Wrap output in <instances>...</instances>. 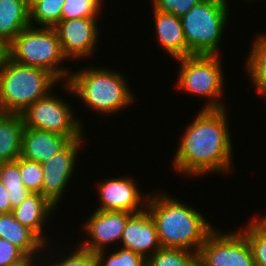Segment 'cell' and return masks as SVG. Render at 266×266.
Returning <instances> with one entry per match:
<instances>
[{"mask_svg": "<svg viewBox=\"0 0 266 266\" xmlns=\"http://www.w3.org/2000/svg\"><path fill=\"white\" fill-rule=\"evenodd\" d=\"M199 110L181 130L177 149L171 155L172 172L191 180L211 174L222 177L233 174L236 150L229 126V108Z\"/></svg>", "mask_w": 266, "mask_h": 266, "instance_id": "6da1fadb", "label": "cell"}, {"mask_svg": "<svg viewBox=\"0 0 266 266\" xmlns=\"http://www.w3.org/2000/svg\"><path fill=\"white\" fill-rule=\"evenodd\" d=\"M189 203L161 189L160 185L150 191L146 209L155 222L162 248H181L198 253L216 228L202 210Z\"/></svg>", "mask_w": 266, "mask_h": 266, "instance_id": "7a4b0ae2", "label": "cell"}, {"mask_svg": "<svg viewBox=\"0 0 266 266\" xmlns=\"http://www.w3.org/2000/svg\"><path fill=\"white\" fill-rule=\"evenodd\" d=\"M78 64L83 67L78 65L79 68L72 69L67 83L72 89L74 100H80L84 104L83 110H88V113L90 110L92 114L96 112L94 116L98 115L103 120L104 117L108 119L110 116L125 113L124 111L138 103L135 90L132 91L133 87L126 77L128 75L124 74L126 72L122 73L121 69L113 70L104 66L106 64Z\"/></svg>", "mask_w": 266, "mask_h": 266, "instance_id": "3957f363", "label": "cell"}, {"mask_svg": "<svg viewBox=\"0 0 266 266\" xmlns=\"http://www.w3.org/2000/svg\"><path fill=\"white\" fill-rule=\"evenodd\" d=\"M223 55L194 54L175 59L178 67L175 76V89L182 95L190 94L194 98L204 99L200 109H224L229 107L225 102L227 75H225ZM184 93V94H183ZM225 94V95H224ZM195 96V97H194Z\"/></svg>", "mask_w": 266, "mask_h": 266, "instance_id": "277c9868", "label": "cell"}, {"mask_svg": "<svg viewBox=\"0 0 266 266\" xmlns=\"http://www.w3.org/2000/svg\"><path fill=\"white\" fill-rule=\"evenodd\" d=\"M229 1L232 0H203L181 17L186 43L193 55L225 54L221 50L226 40L223 36L228 33L226 28L233 14Z\"/></svg>", "mask_w": 266, "mask_h": 266, "instance_id": "5b68a950", "label": "cell"}, {"mask_svg": "<svg viewBox=\"0 0 266 266\" xmlns=\"http://www.w3.org/2000/svg\"><path fill=\"white\" fill-rule=\"evenodd\" d=\"M60 83L47 70L8 58L0 70V113L21 114L30 104L57 90Z\"/></svg>", "mask_w": 266, "mask_h": 266, "instance_id": "8992f818", "label": "cell"}, {"mask_svg": "<svg viewBox=\"0 0 266 266\" xmlns=\"http://www.w3.org/2000/svg\"><path fill=\"white\" fill-rule=\"evenodd\" d=\"M9 58L22 65L47 70L61 83L68 81L74 68V65L69 67L54 27L30 25L24 28L9 43Z\"/></svg>", "mask_w": 266, "mask_h": 266, "instance_id": "52a82bcc", "label": "cell"}, {"mask_svg": "<svg viewBox=\"0 0 266 266\" xmlns=\"http://www.w3.org/2000/svg\"><path fill=\"white\" fill-rule=\"evenodd\" d=\"M60 88L62 89L60 90ZM57 89H59L58 92L63 90L65 92L58 94L53 90L44 98L30 104L21 113L24 126L67 136L71 140L81 138L86 133L87 127L82 121L84 119L76 114L78 113L75 111L77 106H73L69 100L72 97V89L67 82L60 83ZM65 93H68L67 96H69L67 100L62 97Z\"/></svg>", "mask_w": 266, "mask_h": 266, "instance_id": "ba28073f", "label": "cell"}, {"mask_svg": "<svg viewBox=\"0 0 266 266\" xmlns=\"http://www.w3.org/2000/svg\"><path fill=\"white\" fill-rule=\"evenodd\" d=\"M85 135L72 140L62 151L41 163L43 170L42 195L57 209H61L59 206L64 205L61 203L63 199L67 198L65 197L66 192L69 195V187L72 186L70 183L74 182V174L78 173L77 165L79 166V159L83 155L81 150L88 146L87 142L89 141Z\"/></svg>", "mask_w": 266, "mask_h": 266, "instance_id": "9c48e42d", "label": "cell"}, {"mask_svg": "<svg viewBox=\"0 0 266 266\" xmlns=\"http://www.w3.org/2000/svg\"><path fill=\"white\" fill-rule=\"evenodd\" d=\"M233 229L216 227L209 234L198 251L199 266H255L247 238L239 228Z\"/></svg>", "mask_w": 266, "mask_h": 266, "instance_id": "30bf717a", "label": "cell"}, {"mask_svg": "<svg viewBox=\"0 0 266 266\" xmlns=\"http://www.w3.org/2000/svg\"><path fill=\"white\" fill-rule=\"evenodd\" d=\"M120 174L116 177L107 176L103 180H96L94 190L98 204L92 209L103 211H118L127 213H138L146 208L149 191H143L139 179L132 177V174ZM97 185V186H96ZM141 185V187H140Z\"/></svg>", "mask_w": 266, "mask_h": 266, "instance_id": "8fae6325", "label": "cell"}, {"mask_svg": "<svg viewBox=\"0 0 266 266\" xmlns=\"http://www.w3.org/2000/svg\"><path fill=\"white\" fill-rule=\"evenodd\" d=\"M101 18H76L61 20L54 29L56 30L62 52L70 62V65L79 61L86 63L96 57L100 47ZM90 59V60H88ZM85 60V61H84Z\"/></svg>", "mask_w": 266, "mask_h": 266, "instance_id": "7c38bea8", "label": "cell"}, {"mask_svg": "<svg viewBox=\"0 0 266 266\" xmlns=\"http://www.w3.org/2000/svg\"><path fill=\"white\" fill-rule=\"evenodd\" d=\"M89 213L87 219L82 220L81 228H78L81 230H77V232L82 231L84 234L81 233L80 237L82 238L77 239L76 242L93 253L120 246L126 222L132 214L95 209Z\"/></svg>", "mask_w": 266, "mask_h": 266, "instance_id": "4fadbf2b", "label": "cell"}, {"mask_svg": "<svg viewBox=\"0 0 266 266\" xmlns=\"http://www.w3.org/2000/svg\"><path fill=\"white\" fill-rule=\"evenodd\" d=\"M57 212V208L41 193H31L19 206L13 208L11 213L21 225L31 229L45 244H48L56 239L55 233L53 234L51 227L48 226L51 224L54 226L52 220Z\"/></svg>", "mask_w": 266, "mask_h": 266, "instance_id": "5bb4252c", "label": "cell"}, {"mask_svg": "<svg viewBox=\"0 0 266 266\" xmlns=\"http://www.w3.org/2000/svg\"><path fill=\"white\" fill-rule=\"evenodd\" d=\"M120 246L131 249L145 259L161 248L155 222L146 208L129 217Z\"/></svg>", "mask_w": 266, "mask_h": 266, "instance_id": "9a60e30c", "label": "cell"}, {"mask_svg": "<svg viewBox=\"0 0 266 266\" xmlns=\"http://www.w3.org/2000/svg\"><path fill=\"white\" fill-rule=\"evenodd\" d=\"M153 17V29L155 34L156 45L158 49L164 51L173 60L192 56L193 54L189 51L184 31L182 27L181 18L171 13H163L154 8H151Z\"/></svg>", "mask_w": 266, "mask_h": 266, "instance_id": "2e32d148", "label": "cell"}, {"mask_svg": "<svg viewBox=\"0 0 266 266\" xmlns=\"http://www.w3.org/2000/svg\"><path fill=\"white\" fill-rule=\"evenodd\" d=\"M59 230L60 228L57 232L58 237H56L59 238V240L56 239L48 244H45L42 255L38 258L36 266H94L95 253L83 248L76 241L72 242L73 239H77L78 234L74 238L69 240L72 243L71 245L67 240L69 239V237L67 236V238L65 239V237L62 236L61 238L64 240H62V242L66 243V246L65 244H60L62 242H60ZM73 243H75L74 246Z\"/></svg>", "mask_w": 266, "mask_h": 266, "instance_id": "e0dca14e", "label": "cell"}, {"mask_svg": "<svg viewBox=\"0 0 266 266\" xmlns=\"http://www.w3.org/2000/svg\"><path fill=\"white\" fill-rule=\"evenodd\" d=\"M71 141L67 136L24 127L20 157L41 164L62 151Z\"/></svg>", "mask_w": 266, "mask_h": 266, "instance_id": "ac0fdd59", "label": "cell"}, {"mask_svg": "<svg viewBox=\"0 0 266 266\" xmlns=\"http://www.w3.org/2000/svg\"><path fill=\"white\" fill-rule=\"evenodd\" d=\"M0 238L12 243L35 263L45 246V243L31 229L21 225L12 213L0 214Z\"/></svg>", "mask_w": 266, "mask_h": 266, "instance_id": "d6986e66", "label": "cell"}, {"mask_svg": "<svg viewBox=\"0 0 266 266\" xmlns=\"http://www.w3.org/2000/svg\"><path fill=\"white\" fill-rule=\"evenodd\" d=\"M265 33H264V32ZM254 33L251 39V46L248 49L247 57L244 59L243 71L251 83L252 92H255L261 99L266 98V30ZM258 33V34H257Z\"/></svg>", "mask_w": 266, "mask_h": 266, "instance_id": "ffe728a7", "label": "cell"}, {"mask_svg": "<svg viewBox=\"0 0 266 266\" xmlns=\"http://www.w3.org/2000/svg\"><path fill=\"white\" fill-rule=\"evenodd\" d=\"M24 127L21 114L0 113V163L20 157Z\"/></svg>", "mask_w": 266, "mask_h": 266, "instance_id": "44dd1931", "label": "cell"}, {"mask_svg": "<svg viewBox=\"0 0 266 266\" xmlns=\"http://www.w3.org/2000/svg\"><path fill=\"white\" fill-rule=\"evenodd\" d=\"M30 26V11L25 0H0V39L8 44Z\"/></svg>", "mask_w": 266, "mask_h": 266, "instance_id": "7402d4cb", "label": "cell"}, {"mask_svg": "<svg viewBox=\"0 0 266 266\" xmlns=\"http://www.w3.org/2000/svg\"><path fill=\"white\" fill-rule=\"evenodd\" d=\"M0 180L8 191L12 209L19 206L31 194L23 184L19 171V158L0 163Z\"/></svg>", "mask_w": 266, "mask_h": 266, "instance_id": "603a6c76", "label": "cell"}, {"mask_svg": "<svg viewBox=\"0 0 266 266\" xmlns=\"http://www.w3.org/2000/svg\"><path fill=\"white\" fill-rule=\"evenodd\" d=\"M66 0H39L30 9V25L55 27L61 21L62 6Z\"/></svg>", "mask_w": 266, "mask_h": 266, "instance_id": "cb8c5ba5", "label": "cell"}, {"mask_svg": "<svg viewBox=\"0 0 266 266\" xmlns=\"http://www.w3.org/2000/svg\"><path fill=\"white\" fill-rule=\"evenodd\" d=\"M198 253L181 248H160L147 259V266H196Z\"/></svg>", "mask_w": 266, "mask_h": 266, "instance_id": "d4e9b609", "label": "cell"}, {"mask_svg": "<svg viewBox=\"0 0 266 266\" xmlns=\"http://www.w3.org/2000/svg\"><path fill=\"white\" fill-rule=\"evenodd\" d=\"M97 266H147V259L131 249L118 246L95 253Z\"/></svg>", "mask_w": 266, "mask_h": 266, "instance_id": "484cf974", "label": "cell"}, {"mask_svg": "<svg viewBox=\"0 0 266 266\" xmlns=\"http://www.w3.org/2000/svg\"><path fill=\"white\" fill-rule=\"evenodd\" d=\"M106 0H66L62 6L61 20L76 18H104ZM105 8V9H104Z\"/></svg>", "mask_w": 266, "mask_h": 266, "instance_id": "4316f807", "label": "cell"}, {"mask_svg": "<svg viewBox=\"0 0 266 266\" xmlns=\"http://www.w3.org/2000/svg\"><path fill=\"white\" fill-rule=\"evenodd\" d=\"M248 217L250 219L239 229L249 242L255 266H266V229L253 216Z\"/></svg>", "mask_w": 266, "mask_h": 266, "instance_id": "83f0119b", "label": "cell"}, {"mask_svg": "<svg viewBox=\"0 0 266 266\" xmlns=\"http://www.w3.org/2000/svg\"><path fill=\"white\" fill-rule=\"evenodd\" d=\"M19 171L24 186L31 193L42 194L43 170L42 164L19 157Z\"/></svg>", "mask_w": 266, "mask_h": 266, "instance_id": "f1b7e54d", "label": "cell"}, {"mask_svg": "<svg viewBox=\"0 0 266 266\" xmlns=\"http://www.w3.org/2000/svg\"><path fill=\"white\" fill-rule=\"evenodd\" d=\"M0 266H36L19 248L0 238Z\"/></svg>", "mask_w": 266, "mask_h": 266, "instance_id": "f546056e", "label": "cell"}, {"mask_svg": "<svg viewBox=\"0 0 266 266\" xmlns=\"http://www.w3.org/2000/svg\"><path fill=\"white\" fill-rule=\"evenodd\" d=\"M151 8L163 13H171L181 18L193 6L199 4L203 0H149Z\"/></svg>", "mask_w": 266, "mask_h": 266, "instance_id": "4dcf8cb0", "label": "cell"}, {"mask_svg": "<svg viewBox=\"0 0 266 266\" xmlns=\"http://www.w3.org/2000/svg\"><path fill=\"white\" fill-rule=\"evenodd\" d=\"M12 208L10 204V199L8 191L4 187L3 183L0 180V214L2 213H11Z\"/></svg>", "mask_w": 266, "mask_h": 266, "instance_id": "1f68e13d", "label": "cell"}, {"mask_svg": "<svg viewBox=\"0 0 266 266\" xmlns=\"http://www.w3.org/2000/svg\"><path fill=\"white\" fill-rule=\"evenodd\" d=\"M9 58V44L0 39V70L4 67Z\"/></svg>", "mask_w": 266, "mask_h": 266, "instance_id": "d6a6232c", "label": "cell"}, {"mask_svg": "<svg viewBox=\"0 0 266 266\" xmlns=\"http://www.w3.org/2000/svg\"><path fill=\"white\" fill-rule=\"evenodd\" d=\"M253 217L266 229V213L265 215L263 214V212L260 214H257L255 211V214L253 215Z\"/></svg>", "mask_w": 266, "mask_h": 266, "instance_id": "836d02e7", "label": "cell"}, {"mask_svg": "<svg viewBox=\"0 0 266 266\" xmlns=\"http://www.w3.org/2000/svg\"><path fill=\"white\" fill-rule=\"evenodd\" d=\"M27 7L30 9L36 2H38L39 0H25Z\"/></svg>", "mask_w": 266, "mask_h": 266, "instance_id": "e575fe53", "label": "cell"}, {"mask_svg": "<svg viewBox=\"0 0 266 266\" xmlns=\"http://www.w3.org/2000/svg\"><path fill=\"white\" fill-rule=\"evenodd\" d=\"M242 1H244V4H248L249 3V5H250V3H252L254 0H242Z\"/></svg>", "mask_w": 266, "mask_h": 266, "instance_id": "d590c367", "label": "cell"}, {"mask_svg": "<svg viewBox=\"0 0 266 266\" xmlns=\"http://www.w3.org/2000/svg\"><path fill=\"white\" fill-rule=\"evenodd\" d=\"M264 1H266V0H254L251 4H255V2H258V3H260V2H263L264 3Z\"/></svg>", "mask_w": 266, "mask_h": 266, "instance_id": "8d00e7d4", "label": "cell"}]
</instances>
